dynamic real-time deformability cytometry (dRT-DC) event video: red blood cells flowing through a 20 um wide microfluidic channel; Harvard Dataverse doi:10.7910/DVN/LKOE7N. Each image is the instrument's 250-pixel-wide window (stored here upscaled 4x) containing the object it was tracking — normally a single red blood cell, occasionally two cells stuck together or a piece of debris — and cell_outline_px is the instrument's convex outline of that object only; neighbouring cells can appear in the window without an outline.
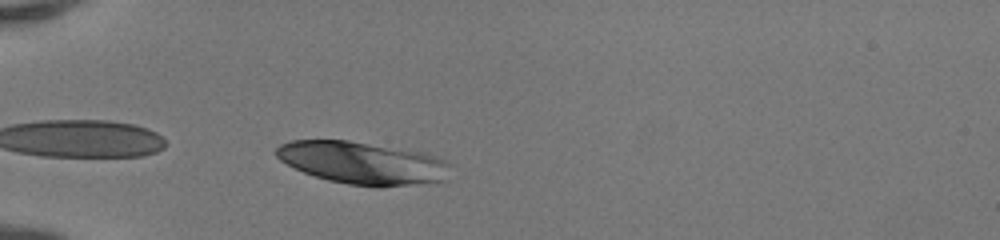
{"species": "human", "species_latin": "Homo sapiens", "temperature_condition": "room temperature", "stored_images_in_passage": 30, "camera_frame_rate_fps": 3000, "um_per_image_px": 0.085, "donor": {"sex": "female"}, "frame": {"image": 1, "passage_image": 1, "time_ms": 0.0, "image_size_px": [1000, 240], "cell_outline_px": [[452, 164], [448, 180], [428, 184], [380, 188], [348, 184], [328, 180], [304, 172], [280, 160], [276, 156], [276, 148], [280, 144], [292, 140], [348, 140], [420, 152], [436, 156]], "centroid_in_image_um": [30.91, 13.87], "position_along_channel_um": 54.1, "area_um2": 43.52}}
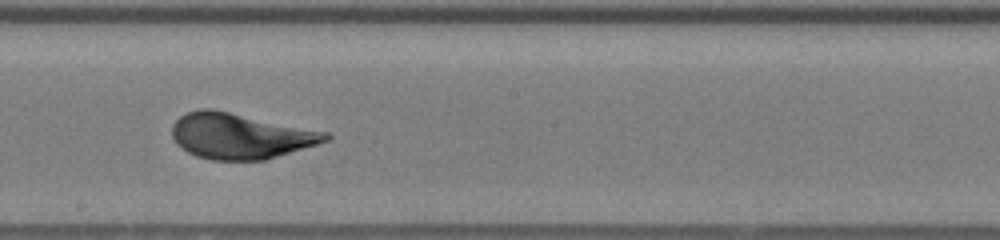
{"frame": {"image": 2, "passage_image": 15, "time_ms": 4.667, "image_size_px": [1000, 240], "cell_outline_px": [[332, 136], [328, 140], [316, 144], [264, 160], [212, 160], [196, 156], [188, 152], [176, 144], [172, 136], [172, 124], [180, 116], [188, 112], [200, 108], [212, 108], [328, 132]], "centroid_in_image_um": [20.39, 11.55], "position_along_channel_um": 227.8, "area_um2": 40.69}}
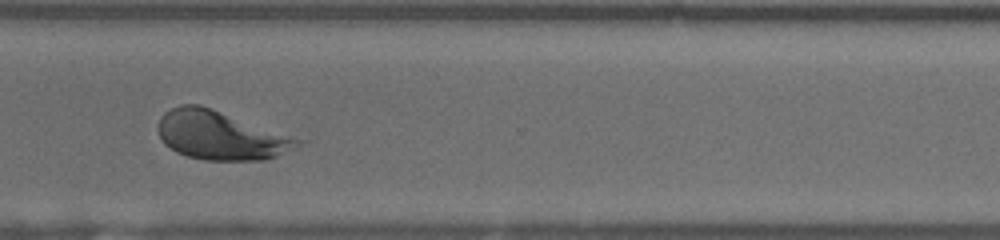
{"frame": {"image": 3, "passage_image": 24, "time_ms": 7.667, "image_size_px": [1000, 240], "cell_outline_px": [[308, 140], [304, 144], [268, 160], [204, 160], [188, 156], [176, 152], [164, 144], [156, 128], [156, 124], [160, 116], [164, 112], [180, 104], [200, 104]], "centroid_in_image_um": [18.79, 11.5], "position_along_channel_um": 351.8, "area_um2": 40.46}, "authors_computed_cell_mechanics": {"area_um2": 40.6912, "velocity_mm_per_s": 4.1319, "shape_relaxation_time_tau1_ms": 2.603, "shape_relaxation_time_tau2_ms": null, "deformation_change_tau1": 0.1659, "deformation_change_tau2": null}}